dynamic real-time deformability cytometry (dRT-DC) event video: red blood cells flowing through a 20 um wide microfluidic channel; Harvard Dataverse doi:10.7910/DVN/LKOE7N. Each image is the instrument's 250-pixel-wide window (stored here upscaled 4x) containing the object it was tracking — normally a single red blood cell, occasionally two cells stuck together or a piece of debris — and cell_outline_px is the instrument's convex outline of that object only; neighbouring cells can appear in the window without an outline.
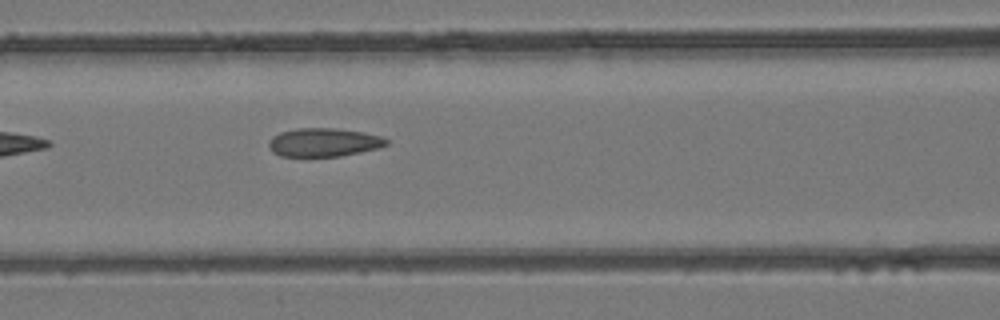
{"species": "common noctule bat (a hibernating species)", "species_latin": "Nyctalus noctula", "temperature_condition": "room temperature", "stored_images_in_passage": 6, "camera_frame_rate_fps": 3000, "um_per_image_px": 0.085, "animal": {"sex": "female", "body_mass_g": 24.6, "forearm_length_mm": 56.2}, "frame": {"image": 1, "passage_image": 6, "time_ms": 1.667, "image_size_px": [1000, 320], "cell_outline_px": [[388, 144], [380, 148], [340, 156], [280, 156], [272, 152], [268, 144], [268, 140], [272, 136], [280, 132], [296, 128], [336, 128], [364, 132], [380, 136], [388, 140]], "centroid_in_image_um": [27.5, 12.09], "position_along_channel_um": 139.1, "area_um2": 19.65}}